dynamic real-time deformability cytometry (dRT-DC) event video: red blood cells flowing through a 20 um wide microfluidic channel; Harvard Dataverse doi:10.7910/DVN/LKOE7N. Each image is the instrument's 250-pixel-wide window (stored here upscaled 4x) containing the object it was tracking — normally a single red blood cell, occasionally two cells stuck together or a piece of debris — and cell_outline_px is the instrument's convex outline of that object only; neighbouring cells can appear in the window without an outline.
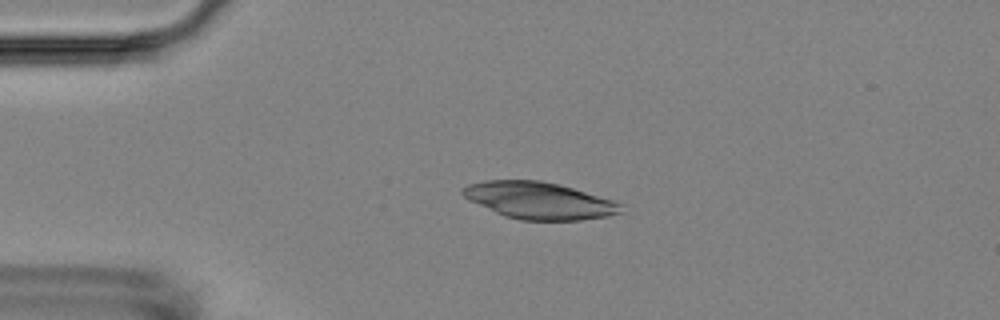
{"species": "Egyptian fruit bat (a non-hibernating species)", "species_latin": "Rousettus aegyptiacus", "temperature_condition": "room temperature", "stored_images_in_passage": 4, "camera_frame_rate_fps": 3000, "um_per_image_px": 0.085, "animal": {"sex": "female"}, "frame": {"image": 1, "passage_image": 3, "time_ms": 3.333, "image_size_px": [1000, 320], "cell_outline_px": [[624, 212], [608, 216], [580, 220], [520, 220], [504, 216], [468, 200], [460, 192], [460, 188], [468, 184], [488, 180], [540, 180], [560, 184], [616, 200], [624, 204]], "centroid_in_image_um": [45.87, 17.04], "position_along_channel_um": 39.1, "area_um2": 34.51}}